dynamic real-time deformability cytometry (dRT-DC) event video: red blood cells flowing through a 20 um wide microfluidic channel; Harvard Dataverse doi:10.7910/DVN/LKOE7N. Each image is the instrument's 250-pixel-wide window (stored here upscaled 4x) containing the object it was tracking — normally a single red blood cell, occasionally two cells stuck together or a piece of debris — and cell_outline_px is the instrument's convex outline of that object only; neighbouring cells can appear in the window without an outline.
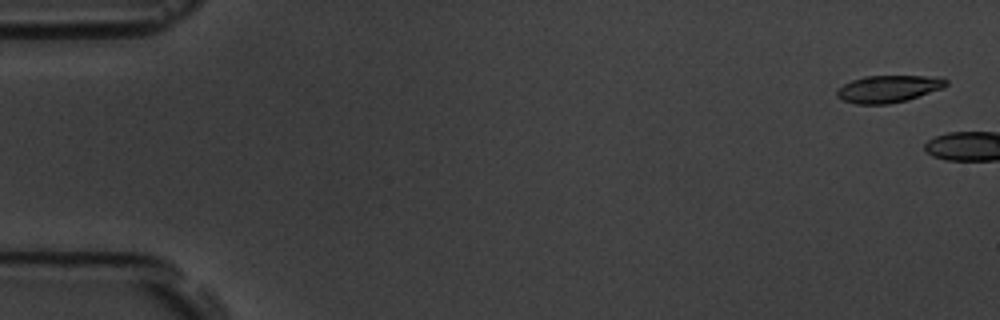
{"species": "common noctule bat (a hibernating species)", "species_latin": "Nyctalus noctula", "temperature_condition": "room temperature", "stored_images_in_passage": 2, "camera_frame_rate_fps": 3000, "um_per_image_px": 0.085, "animal": {"sex": "male", "body_mass_g": 19.5, "forearm_length_mm": 54.6}, "frame": {"image": 1, "passage_image": 1, "time_ms": 0.0, "image_size_px": [1000, 320], "cell_outline_px": [[948, 84], [944, 88], [908, 100], [888, 104], [856, 104], [844, 100], [836, 96], [836, 92], [844, 84], [852, 80], [864, 76], [940, 76], [948, 80]], "centroid_in_image_um": [75.57, 7.55], "position_along_channel_um": 9.4, "area_um2": 17.4}}